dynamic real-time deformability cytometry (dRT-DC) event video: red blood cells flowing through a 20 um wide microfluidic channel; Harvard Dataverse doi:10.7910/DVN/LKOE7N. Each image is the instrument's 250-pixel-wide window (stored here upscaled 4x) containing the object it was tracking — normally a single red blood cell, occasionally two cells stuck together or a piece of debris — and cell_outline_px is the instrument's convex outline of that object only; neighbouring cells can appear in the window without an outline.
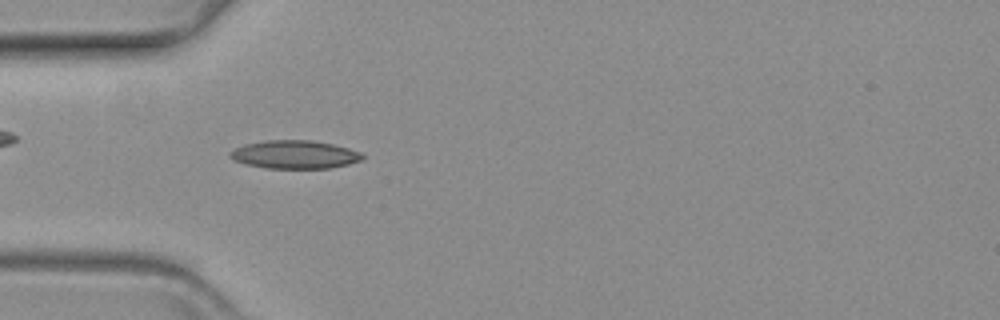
{"species": "common noctule bat (a hibernating species)", "species_latin": "Nyctalus noctula", "temperature_condition": "warm", "stored_images_in_passage": 42, "camera_frame_rate_fps": 3000, "um_per_image_px": 0.085, "animal": {"sex": "female", "body_mass_g": 19.3, "forearm_length_mm": 54.1}, "frame": {"image": 1, "passage_image": 1, "time_ms": 0.0, "image_size_px": [1000, 320], "cell_outline_px": [[364, 156], [360, 160], [348, 164], [328, 168], [264, 168], [244, 164], [232, 160], [228, 156], [228, 152], [244, 144], [264, 140], [312, 140], [332, 144], [348, 148], [360, 152]], "centroid_in_image_um": [24.98, 13.13], "position_along_channel_um": 60.0, "area_um2": 21.85}}
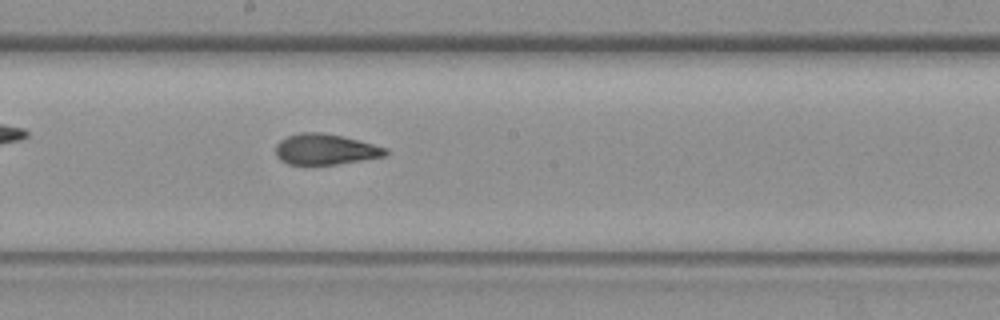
{"frame": {"image": 2, "passage_image": 15, "time_ms": 4.667, "image_size_px": [1000, 320], "cell_outline_px": [[388, 152], [384, 156], [336, 164], [288, 164], [280, 160], [276, 156], [276, 144], [280, 140], [288, 136], [300, 132], [320, 132], [340, 136], [388, 148]], "centroid_in_image_um": [27.61, 12.69], "position_along_channel_um": 220.6, "area_um2": 19.36}}
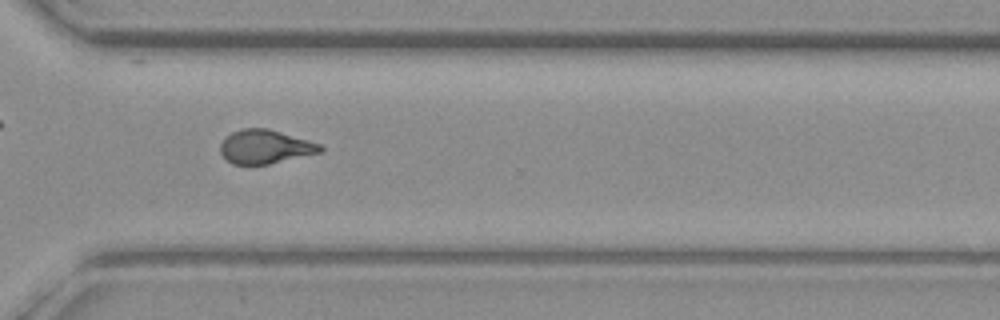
{"frame": {"image": 3, "passage_image": 26, "time_ms": 8.333, "image_size_px": [1000, 320], "cell_outline_px": [[324, 152], [268, 164], [232, 164], [220, 152], [220, 144], [232, 132], [244, 128], [268, 128], [308, 140], [320, 144], [324, 148]], "centroid_in_image_um": [22.58, 12.47], "position_along_channel_um": 348.0, "area_um2": 19.59}}